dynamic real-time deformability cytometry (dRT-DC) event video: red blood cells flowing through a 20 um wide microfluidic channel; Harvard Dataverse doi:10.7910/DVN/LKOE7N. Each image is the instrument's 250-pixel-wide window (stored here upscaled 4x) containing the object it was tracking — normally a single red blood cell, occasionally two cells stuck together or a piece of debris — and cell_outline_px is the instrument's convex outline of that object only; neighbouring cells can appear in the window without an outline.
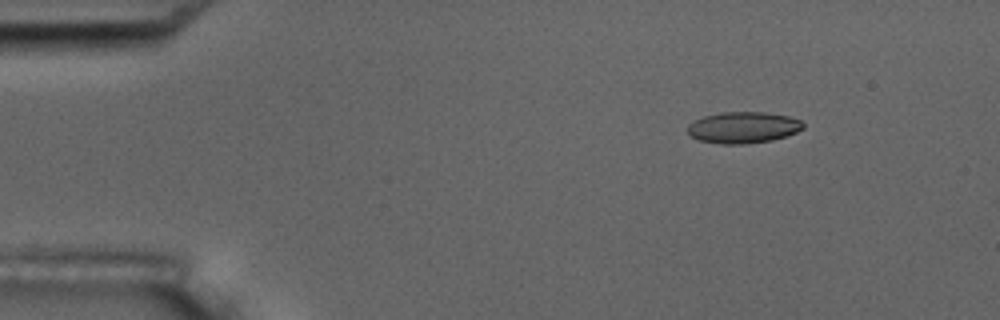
{"species": "common noctule bat (a hibernating species)", "species_latin": "Nyctalus noctula", "temperature_condition": "room temperature", "stored_images_in_passage": 3, "camera_frame_rate_fps": 3000, "um_per_image_px": 0.085, "animal": {"sex": "male", "body_mass_g": 17.5, "forearm_length_mm": 52.3}, "frame": {"image": 1, "passage_image": 1, "time_ms": 0.0, "image_size_px": [1000, 320], "cell_outline_px": [[804, 128], [788, 136], [772, 140], [744, 144], [720, 144], [696, 140], [688, 132], [688, 124], [704, 116], [720, 112], [764, 112], [788, 116], [800, 120], [804, 124]], "centroid_in_image_um": [63.17, 10.84], "position_along_channel_um": 21.8, "area_um2": 21.21}}